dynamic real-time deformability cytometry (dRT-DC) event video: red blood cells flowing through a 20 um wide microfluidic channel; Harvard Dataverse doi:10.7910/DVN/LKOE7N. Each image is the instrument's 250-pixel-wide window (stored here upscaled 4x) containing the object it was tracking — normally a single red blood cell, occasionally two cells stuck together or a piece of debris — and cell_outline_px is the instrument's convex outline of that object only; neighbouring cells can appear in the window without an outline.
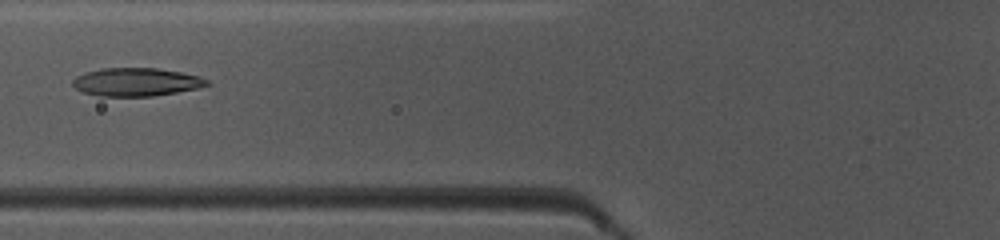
{"species": "common noctule bat (a hibernating species)", "species_latin": "Nyctalus noctula", "temperature_condition": "warm", "stored_images_in_passage": 39, "camera_frame_rate_fps": 3000, "um_per_image_px": 0.085, "animal": {"sex": "female", "body_mass_g": 10.0, "forearm_length_mm": 53.1}, "frame": {"image": 1, "passage_image": 10, "time_ms": 3.0, "image_size_px": [1000, 240], "cell_outline_px": [[212, 84], [200, 88], [152, 96], [100, 96], [84, 92], [76, 88], [72, 84], [72, 80], [76, 76], [84, 72], [104, 68], [156, 68], [180, 72], [196, 76], [208, 80]], "centroid_in_image_um": [11.58, 6.97], "position_along_channel_um": 114.2, "area_um2": 21.96}}
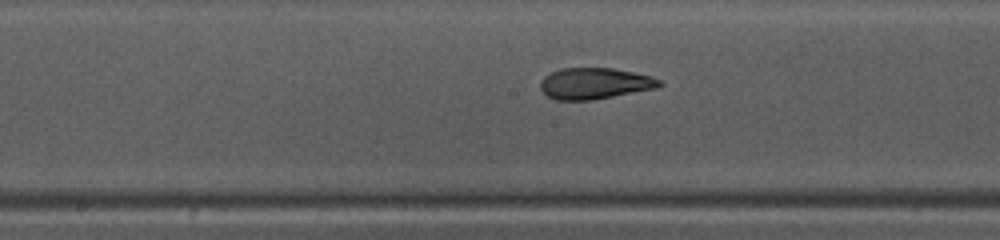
{"frame": {"image": 2, "passage_image": 16, "time_ms": 5.0, "image_size_px": [1000, 240], "cell_outline_px": [[664, 84], [656, 88], [592, 100], [556, 100], [548, 96], [540, 88], [540, 84], [544, 76], [560, 68], [612, 68], [652, 76], [660, 80]], "centroid_in_image_um": [50.55, 7.09], "position_along_channel_um": 197.7, "area_um2": 21.56}}
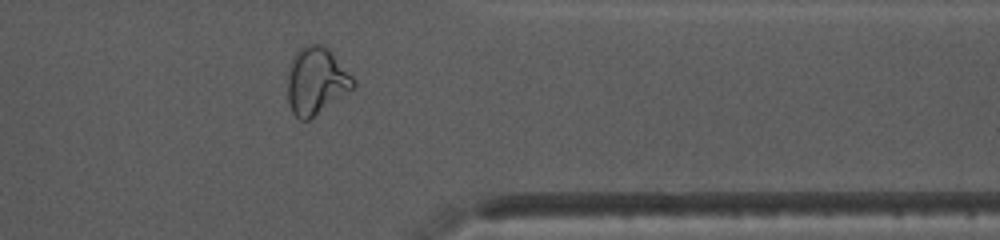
{"frame": {"image": 3, "passage_image": 30, "time_ms": 9.667, "image_size_px": [1000, 240], "cell_outline_px": [[356, 84], [352, 88], [308, 120], [300, 120], [292, 112], [288, 100], [288, 72], [292, 60], [296, 52], [304, 44], [324, 44], [328, 48], [356, 80]], "centroid_in_image_um": [26.86, 6.85], "position_along_channel_um": 384.5, "area_um2": 25.32}, "authors_computed_cell_mechanics": {"area_um2": 22.253, "velocity_mm_per_s": 4.1457, "shape_relaxation_time_tau1_ms": 8.0322, "shape_relaxation_time_tau2_ms": 1.4472, "deformation_change_tau1": 0.2533, "deformation_change_tau2": 0.0841}}